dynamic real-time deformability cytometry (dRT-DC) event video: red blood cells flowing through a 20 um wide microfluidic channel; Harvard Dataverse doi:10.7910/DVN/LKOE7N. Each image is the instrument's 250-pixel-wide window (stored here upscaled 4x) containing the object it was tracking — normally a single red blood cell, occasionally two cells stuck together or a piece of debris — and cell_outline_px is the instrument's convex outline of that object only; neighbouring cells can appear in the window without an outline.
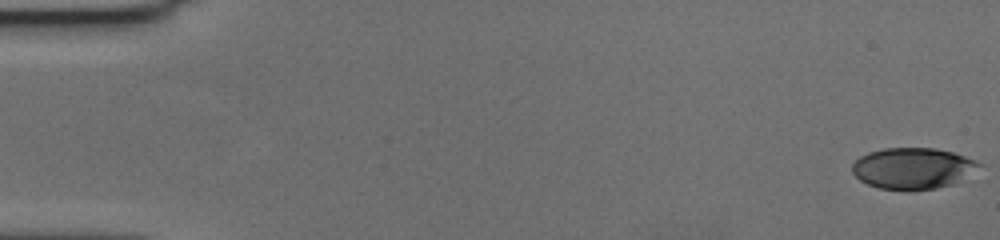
{"species": "human", "species_latin": "Homo sapiens", "temperature_condition": "cold", "stored_images_in_passage": 58, "camera_frame_rate_fps": 3000, "um_per_image_px": 0.085, "donor": {"sex": "female"}, "frame": {"image": 1, "passage_image": 1, "time_ms": 0.0, "image_size_px": [1000, 240], "cell_outline_px": [[984, 164], [952, 184], [936, 188], [880, 188], [868, 184], [860, 180], [852, 172], [852, 164], [860, 156], [868, 152], [884, 148], [936, 148], [952, 152], [976, 160]], "centroid_in_image_um": [77.57, 14.27], "position_along_channel_um": 7.4, "area_um2": 29.77}}
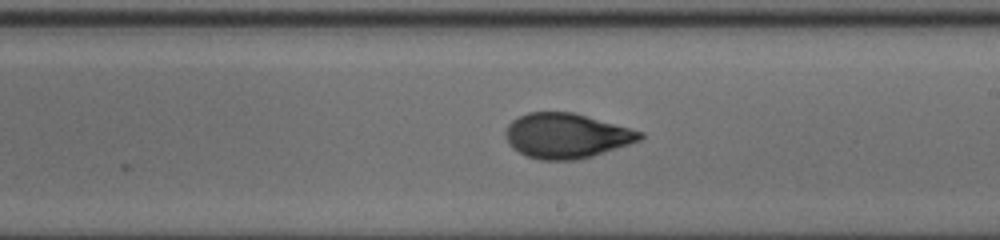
{"frame": {"image": 2, "passage_image": 34, "time_ms": 11.0, "image_size_px": [1000, 240], "cell_outline_px": [[644, 136], [640, 140], [580, 160], [540, 160], [528, 156], [512, 148], [508, 144], [504, 132], [508, 124], [512, 120], [528, 112], [572, 112], [644, 132]], "centroid_in_image_um": [48.12, 11.54], "position_along_channel_um": 240.9, "area_um2": 35.03}}
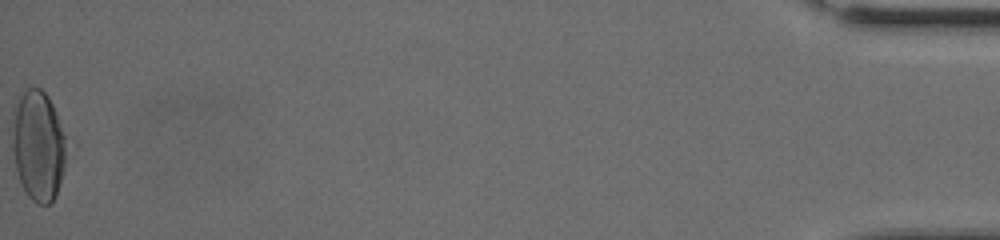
{"frame": {"image": 3, "passage_image": 58, "time_ms": 19.0, "image_size_px": [1000, 240], "cell_outline_px": [[64, 168], [56, 196], [48, 204], [36, 204], [28, 196], [16, 172], [12, 144], [12, 108], [20, 92], [24, 88], [40, 88], [48, 96], [56, 112], [64, 136]], "centroid_in_image_um": [3.2, 12.33], "position_along_channel_um": 432.0, "area_um2": 34.8}, "authors_computed_cell_mechanics": {"area_um2": 34.0153, "velocity_mm_per_s": 3.6424, "shape_relaxation_time_tau1_ms": 6.9925, "shape_relaxation_time_tau2_ms": 1.2228, "deformation_change_tau1": 0.2206, "deformation_change_tau2": 0.0624}}